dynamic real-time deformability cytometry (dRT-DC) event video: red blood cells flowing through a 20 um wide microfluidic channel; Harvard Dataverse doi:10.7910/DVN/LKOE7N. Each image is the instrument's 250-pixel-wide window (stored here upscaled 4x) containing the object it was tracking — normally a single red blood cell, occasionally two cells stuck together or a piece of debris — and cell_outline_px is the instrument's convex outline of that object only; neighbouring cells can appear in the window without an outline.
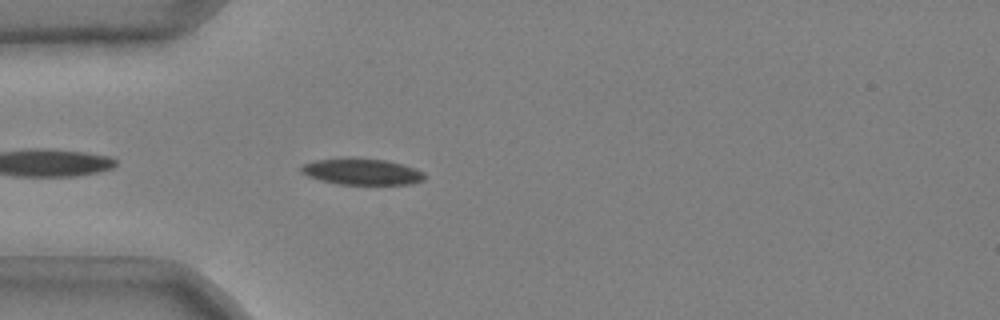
{"species": "common noctule bat (a hibernating species)", "species_latin": "Nyctalus noctula", "temperature_condition": "cold", "stored_images_in_passage": 40, "camera_frame_rate_fps": 3000, "um_per_image_px": 0.085, "animal": {"sex": "male", "body_mass_g": 20.4}, "frame": {"image": 1, "passage_image": 3, "time_ms": 0.667, "image_size_px": [1000, 320], "cell_outline_px": [[424, 180], [412, 184], [340, 184], [320, 180], [308, 176], [300, 172], [300, 168], [304, 164], [316, 160], [352, 156], [384, 160], [416, 168], [424, 172]], "centroid_in_image_um": [30.74, 14.57], "position_along_channel_um": 54.3, "area_um2": 19.07}}
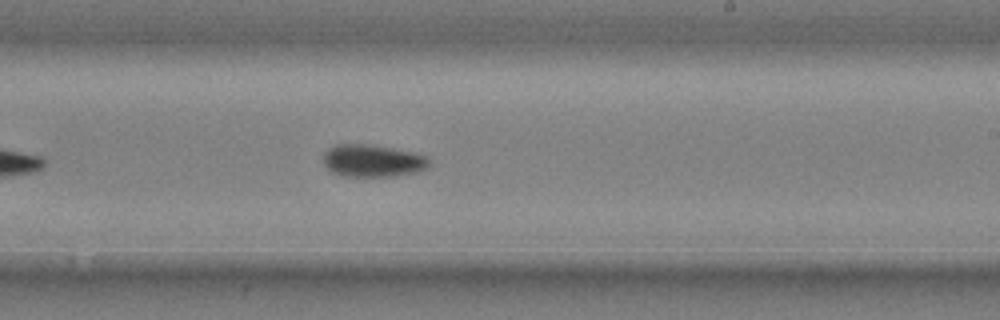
{"frame": {"image": 2, "passage_image": 20, "time_ms": 6.333, "image_size_px": [1000, 320], "cell_outline_px": [[432, 164], [428, 168], [416, 172], [396, 176], [340, 176], [332, 172], [324, 164], [324, 152], [328, 148], [336, 144], [372, 144], [416, 152], [428, 156]], "centroid_in_image_um": [31.73, 13.65], "position_along_channel_um": 257.3, "area_um2": 20.4}}
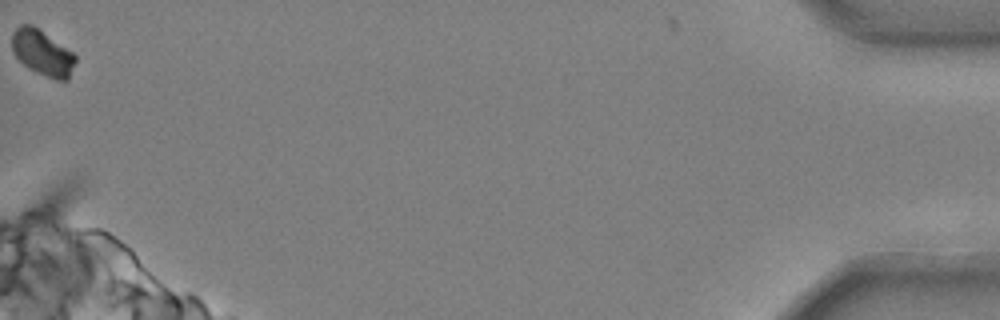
{"frame": {"image": 3, "passage_image": 40, "time_ms": 13.0, "image_size_px": [1000, 320], "cell_outline_px": [[76, 60], [68, 80], [56, 80], [36, 72], [28, 68], [12, 52], [12, 32], [20, 24], [32, 24], [72, 52], [76, 56]], "centroid_in_image_um": [3.59, 4.48], "position_along_channel_um": 431.6, "area_um2": 16.7}, "authors_computed_cell_mechanics": {"area_um2": 19.4208, "velocity_mm_per_s": 3.6887, "shape_relaxation_time_tau1_ms": 4.0616, "shape_relaxation_time_tau2_ms": null, "deformation_change_tau1": 0.1057, "deformation_change_tau2": null}}